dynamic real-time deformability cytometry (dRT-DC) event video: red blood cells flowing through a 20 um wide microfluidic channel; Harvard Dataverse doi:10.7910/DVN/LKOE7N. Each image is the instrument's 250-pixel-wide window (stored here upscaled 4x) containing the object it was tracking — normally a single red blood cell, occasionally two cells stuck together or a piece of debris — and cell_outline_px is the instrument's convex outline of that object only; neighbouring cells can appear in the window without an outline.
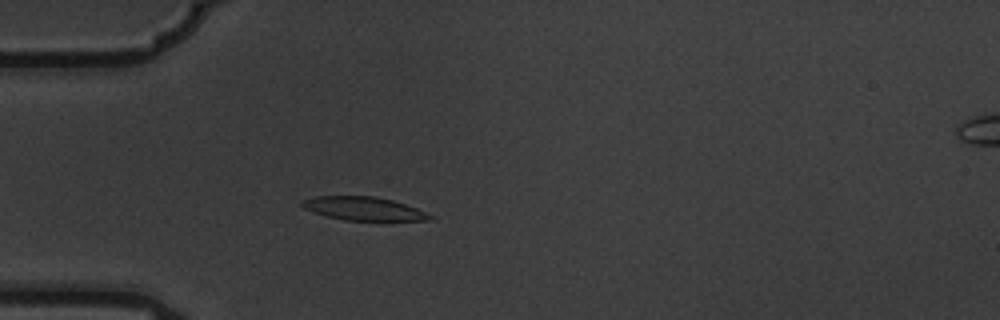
{"species": "common noctule bat (a hibernating species)", "species_latin": "Nyctalus noctula", "temperature_condition": "warm", "stored_images_in_passage": 5, "camera_frame_rate_fps": 3000, "um_per_image_px": 0.085, "animal": {"sex": "male", "body_mass_g": 19.5, "forearm_length_mm": 54.6}, "frame": {"image": 1, "passage_image": 5, "time_ms": 1.333, "image_size_px": [1000, 320], "cell_outline_px": [[436, 216], [432, 220], [344, 220], [312, 212], [304, 208], [300, 204], [304, 200], [316, 196], [372, 196], [392, 200], [416, 208]], "centroid_in_image_um": [30.92, 17.73], "position_along_channel_um": 54.1, "area_um2": 17.28}}